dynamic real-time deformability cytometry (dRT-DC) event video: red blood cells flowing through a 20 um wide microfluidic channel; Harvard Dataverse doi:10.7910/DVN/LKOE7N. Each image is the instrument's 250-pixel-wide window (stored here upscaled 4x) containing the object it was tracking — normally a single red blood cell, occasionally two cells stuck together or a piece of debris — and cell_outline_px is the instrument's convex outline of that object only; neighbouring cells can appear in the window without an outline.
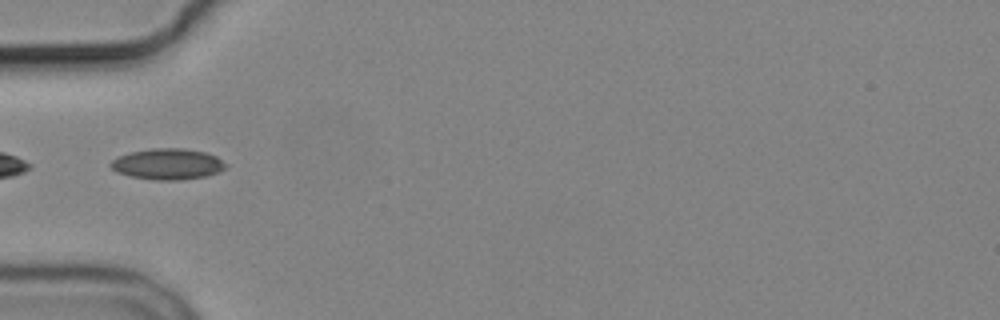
{"species": "common noctule bat (a hibernating species)", "species_latin": "Nyctalus noctula", "temperature_condition": "cold", "stored_images_in_passage": 6, "camera_frame_rate_fps": 3000, "um_per_image_px": 0.085, "animal": {"sex": "male", "body_mass_g": 19.2, "forearm_length_mm": 51.8}, "frame": {"image": 1, "passage_image": 5, "time_ms": 5.333, "image_size_px": [1000, 320], "cell_outline_px": [[228, 164], [220, 172], [204, 176], [176, 180], [156, 180], [132, 176], [116, 172], [108, 164], [112, 160], [120, 156], [132, 152], [152, 148], [184, 148], [204, 152], [216, 156]], "centroid_in_image_um": [14.26, 13.94], "position_along_channel_um": 70.7, "area_um2": 20.58}}
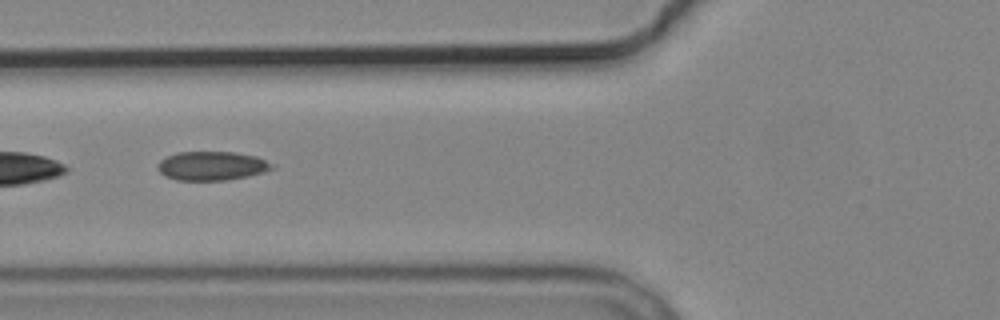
{"frame": {"image": 2, "passage_image": 6, "time_ms": 6.333, "image_size_px": [1000, 320], "cell_outline_px": [[276, 168], [264, 172], [248, 176], [228, 180], [176, 180], [164, 176], [156, 168], [156, 164], [160, 160], [176, 152], [236, 152], [256, 156], [276, 164]], "centroid_in_image_um": [18.02, 14.1], "position_along_channel_um": 107.8, "area_um2": 19.59}}